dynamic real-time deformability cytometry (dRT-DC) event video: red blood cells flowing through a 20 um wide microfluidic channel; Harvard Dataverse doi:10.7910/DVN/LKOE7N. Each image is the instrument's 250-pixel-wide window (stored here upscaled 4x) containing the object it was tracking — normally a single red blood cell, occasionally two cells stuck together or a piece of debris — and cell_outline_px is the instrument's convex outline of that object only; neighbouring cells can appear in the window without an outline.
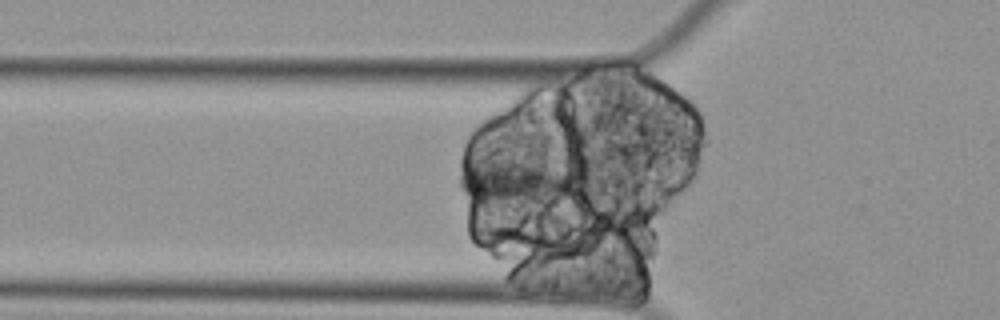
{"species": "Egyptian fruit bat (a non-hibernating species)", "species_latin": "Rousettus aegyptiacus", "temperature_condition": "cold", "stored_images_in_passage": 37, "segment_of_instrument_passage": [2, 3], "camera_frame_rate_fps": 3000, "um_per_image_px": 0.085, "animal": {"sex": "female"}, "frame": {"image": 1, "passage_image": 9, "time_ms": 2.667, "image_size_px": [1000, 320], "cell_outline_px": [[576, 192], [556, 204], [468, 224], [456, 184], [456, 180], [460, 156], [480, 156], [560, 168], [572, 172]], "centroid_in_image_um": [43.23, 15.89], "position_along_channel_um": 82.6, "area_um2": 41.33}}